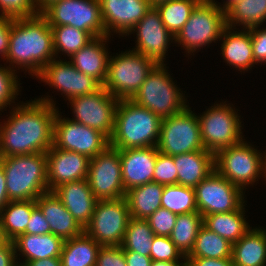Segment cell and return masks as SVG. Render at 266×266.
Returning <instances> with one entry per match:
<instances>
[{
    "instance_id": "6da1fadb",
    "label": "cell",
    "mask_w": 266,
    "mask_h": 266,
    "mask_svg": "<svg viewBox=\"0 0 266 266\" xmlns=\"http://www.w3.org/2000/svg\"><path fill=\"white\" fill-rule=\"evenodd\" d=\"M52 99L39 98L17 105L4 125L0 124L3 157L46 153L53 146L57 109Z\"/></svg>"
},
{
    "instance_id": "7a4b0ae2",
    "label": "cell",
    "mask_w": 266,
    "mask_h": 266,
    "mask_svg": "<svg viewBox=\"0 0 266 266\" xmlns=\"http://www.w3.org/2000/svg\"><path fill=\"white\" fill-rule=\"evenodd\" d=\"M53 56L55 51L52 28L41 14L12 18L9 50L5 58L7 62L27 68L30 74L37 77L54 59Z\"/></svg>"
},
{
    "instance_id": "3957f363",
    "label": "cell",
    "mask_w": 266,
    "mask_h": 266,
    "mask_svg": "<svg viewBox=\"0 0 266 266\" xmlns=\"http://www.w3.org/2000/svg\"><path fill=\"white\" fill-rule=\"evenodd\" d=\"M162 119L131 99L119 100L109 146L115 149L157 146Z\"/></svg>"
},
{
    "instance_id": "277c9868",
    "label": "cell",
    "mask_w": 266,
    "mask_h": 266,
    "mask_svg": "<svg viewBox=\"0 0 266 266\" xmlns=\"http://www.w3.org/2000/svg\"><path fill=\"white\" fill-rule=\"evenodd\" d=\"M1 166L9 201L36 200L49 192L46 153L3 157Z\"/></svg>"
},
{
    "instance_id": "5b68a950",
    "label": "cell",
    "mask_w": 266,
    "mask_h": 266,
    "mask_svg": "<svg viewBox=\"0 0 266 266\" xmlns=\"http://www.w3.org/2000/svg\"><path fill=\"white\" fill-rule=\"evenodd\" d=\"M165 64H156L131 99L161 119L182 111L187 105L184 95L174 84Z\"/></svg>"
},
{
    "instance_id": "8992f818",
    "label": "cell",
    "mask_w": 266,
    "mask_h": 266,
    "mask_svg": "<svg viewBox=\"0 0 266 266\" xmlns=\"http://www.w3.org/2000/svg\"><path fill=\"white\" fill-rule=\"evenodd\" d=\"M156 64L153 59L134 50L113 56L109 58L103 88L118 100L132 99Z\"/></svg>"
},
{
    "instance_id": "52a82bcc",
    "label": "cell",
    "mask_w": 266,
    "mask_h": 266,
    "mask_svg": "<svg viewBox=\"0 0 266 266\" xmlns=\"http://www.w3.org/2000/svg\"><path fill=\"white\" fill-rule=\"evenodd\" d=\"M227 27L225 10L213 0H202L189 16L188 21L175 36L188 53L221 38Z\"/></svg>"
},
{
    "instance_id": "ba28073f",
    "label": "cell",
    "mask_w": 266,
    "mask_h": 266,
    "mask_svg": "<svg viewBox=\"0 0 266 266\" xmlns=\"http://www.w3.org/2000/svg\"><path fill=\"white\" fill-rule=\"evenodd\" d=\"M265 157L247 144L240 143L219 150L214 155L215 170L232 184L244 190L265 173Z\"/></svg>"
},
{
    "instance_id": "9c48e42d",
    "label": "cell",
    "mask_w": 266,
    "mask_h": 266,
    "mask_svg": "<svg viewBox=\"0 0 266 266\" xmlns=\"http://www.w3.org/2000/svg\"><path fill=\"white\" fill-rule=\"evenodd\" d=\"M40 14L50 27L72 26L87 31L93 38L107 35L99 0H57Z\"/></svg>"
},
{
    "instance_id": "30bf717a",
    "label": "cell",
    "mask_w": 266,
    "mask_h": 266,
    "mask_svg": "<svg viewBox=\"0 0 266 266\" xmlns=\"http://www.w3.org/2000/svg\"><path fill=\"white\" fill-rule=\"evenodd\" d=\"M187 105L182 111L162 119L157 149L170 156L205 150L198 116Z\"/></svg>"
},
{
    "instance_id": "8fae6325",
    "label": "cell",
    "mask_w": 266,
    "mask_h": 266,
    "mask_svg": "<svg viewBox=\"0 0 266 266\" xmlns=\"http://www.w3.org/2000/svg\"><path fill=\"white\" fill-rule=\"evenodd\" d=\"M240 116L227 104H216L200 117L201 141L205 150L214 155L221 149L243 141Z\"/></svg>"
},
{
    "instance_id": "7c38bea8",
    "label": "cell",
    "mask_w": 266,
    "mask_h": 266,
    "mask_svg": "<svg viewBox=\"0 0 266 266\" xmlns=\"http://www.w3.org/2000/svg\"><path fill=\"white\" fill-rule=\"evenodd\" d=\"M130 218L125 197L99 200L84 232L101 246H121Z\"/></svg>"
},
{
    "instance_id": "4fadbf2b",
    "label": "cell",
    "mask_w": 266,
    "mask_h": 266,
    "mask_svg": "<svg viewBox=\"0 0 266 266\" xmlns=\"http://www.w3.org/2000/svg\"><path fill=\"white\" fill-rule=\"evenodd\" d=\"M87 180L98 201L125 197L119 150L108 146L91 158Z\"/></svg>"
},
{
    "instance_id": "5bb4252c",
    "label": "cell",
    "mask_w": 266,
    "mask_h": 266,
    "mask_svg": "<svg viewBox=\"0 0 266 266\" xmlns=\"http://www.w3.org/2000/svg\"><path fill=\"white\" fill-rule=\"evenodd\" d=\"M69 101L75 114L73 121L98 130L110 139L119 102L115 96L101 86L93 93L74 97Z\"/></svg>"
},
{
    "instance_id": "9a60e30c",
    "label": "cell",
    "mask_w": 266,
    "mask_h": 266,
    "mask_svg": "<svg viewBox=\"0 0 266 266\" xmlns=\"http://www.w3.org/2000/svg\"><path fill=\"white\" fill-rule=\"evenodd\" d=\"M194 190L197 210L202 216L235 211L244 203L243 190L216 170L203 179Z\"/></svg>"
},
{
    "instance_id": "2e32d148",
    "label": "cell",
    "mask_w": 266,
    "mask_h": 266,
    "mask_svg": "<svg viewBox=\"0 0 266 266\" xmlns=\"http://www.w3.org/2000/svg\"><path fill=\"white\" fill-rule=\"evenodd\" d=\"M58 112L54 120V147L77 152L91 159L109 146V139L103 133L69 118L62 119Z\"/></svg>"
},
{
    "instance_id": "e0dca14e",
    "label": "cell",
    "mask_w": 266,
    "mask_h": 266,
    "mask_svg": "<svg viewBox=\"0 0 266 266\" xmlns=\"http://www.w3.org/2000/svg\"><path fill=\"white\" fill-rule=\"evenodd\" d=\"M55 59H52L36 78L62 91L68 100L93 93L101 87L95 79L76 69L70 61Z\"/></svg>"
},
{
    "instance_id": "ac0fdd59",
    "label": "cell",
    "mask_w": 266,
    "mask_h": 266,
    "mask_svg": "<svg viewBox=\"0 0 266 266\" xmlns=\"http://www.w3.org/2000/svg\"><path fill=\"white\" fill-rule=\"evenodd\" d=\"M132 31L137 32L134 51L153 59L157 64H163L168 43L175 37L164 26L157 9L152 7Z\"/></svg>"
},
{
    "instance_id": "d6986e66",
    "label": "cell",
    "mask_w": 266,
    "mask_h": 266,
    "mask_svg": "<svg viewBox=\"0 0 266 266\" xmlns=\"http://www.w3.org/2000/svg\"><path fill=\"white\" fill-rule=\"evenodd\" d=\"M99 2L107 36L111 35L112 30L122 33L121 35H129L134 26L152 8L149 0H99Z\"/></svg>"
},
{
    "instance_id": "ffe728a7",
    "label": "cell",
    "mask_w": 266,
    "mask_h": 266,
    "mask_svg": "<svg viewBox=\"0 0 266 266\" xmlns=\"http://www.w3.org/2000/svg\"><path fill=\"white\" fill-rule=\"evenodd\" d=\"M46 156L49 191L67 182L87 179L90 160L87 156L54 146L46 152Z\"/></svg>"
},
{
    "instance_id": "44dd1931",
    "label": "cell",
    "mask_w": 266,
    "mask_h": 266,
    "mask_svg": "<svg viewBox=\"0 0 266 266\" xmlns=\"http://www.w3.org/2000/svg\"><path fill=\"white\" fill-rule=\"evenodd\" d=\"M118 150L125 192L153 182L154 167L159 152L156 146Z\"/></svg>"
},
{
    "instance_id": "7402d4cb",
    "label": "cell",
    "mask_w": 266,
    "mask_h": 266,
    "mask_svg": "<svg viewBox=\"0 0 266 266\" xmlns=\"http://www.w3.org/2000/svg\"><path fill=\"white\" fill-rule=\"evenodd\" d=\"M52 192L83 228L90 223L98 200L87 179L61 184Z\"/></svg>"
},
{
    "instance_id": "603a6c76",
    "label": "cell",
    "mask_w": 266,
    "mask_h": 266,
    "mask_svg": "<svg viewBox=\"0 0 266 266\" xmlns=\"http://www.w3.org/2000/svg\"><path fill=\"white\" fill-rule=\"evenodd\" d=\"M35 201L50 225L52 234L65 241L84 233V228L52 191L40 195Z\"/></svg>"
},
{
    "instance_id": "cb8c5ba5",
    "label": "cell",
    "mask_w": 266,
    "mask_h": 266,
    "mask_svg": "<svg viewBox=\"0 0 266 266\" xmlns=\"http://www.w3.org/2000/svg\"><path fill=\"white\" fill-rule=\"evenodd\" d=\"M109 36L94 37L83 48L73 54L70 62L82 73L95 79L101 86L106 81L109 53L105 43Z\"/></svg>"
},
{
    "instance_id": "d4e9b609",
    "label": "cell",
    "mask_w": 266,
    "mask_h": 266,
    "mask_svg": "<svg viewBox=\"0 0 266 266\" xmlns=\"http://www.w3.org/2000/svg\"><path fill=\"white\" fill-rule=\"evenodd\" d=\"M178 176L177 184L195 188L215 170L214 154L198 150L173 156Z\"/></svg>"
},
{
    "instance_id": "484cf974",
    "label": "cell",
    "mask_w": 266,
    "mask_h": 266,
    "mask_svg": "<svg viewBox=\"0 0 266 266\" xmlns=\"http://www.w3.org/2000/svg\"><path fill=\"white\" fill-rule=\"evenodd\" d=\"M15 252L20 251L25 257L24 262L52 257H60L64 240L52 233L43 235L21 234L13 240ZM18 249V250H17Z\"/></svg>"
},
{
    "instance_id": "4316f807",
    "label": "cell",
    "mask_w": 266,
    "mask_h": 266,
    "mask_svg": "<svg viewBox=\"0 0 266 266\" xmlns=\"http://www.w3.org/2000/svg\"><path fill=\"white\" fill-rule=\"evenodd\" d=\"M231 258L234 266H265L266 231L249 229L233 244Z\"/></svg>"
},
{
    "instance_id": "83f0119b",
    "label": "cell",
    "mask_w": 266,
    "mask_h": 266,
    "mask_svg": "<svg viewBox=\"0 0 266 266\" xmlns=\"http://www.w3.org/2000/svg\"><path fill=\"white\" fill-rule=\"evenodd\" d=\"M231 30L233 29L227 26L221 35L224 38L221 47L223 59L227 64L239 68V71L248 70L255 63L250 31L245 29L243 32L233 31L232 33Z\"/></svg>"
},
{
    "instance_id": "f1b7e54d",
    "label": "cell",
    "mask_w": 266,
    "mask_h": 266,
    "mask_svg": "<svg viewBox=\"0 0 266 266\" xmlns=\"http://www.w3.org/2000/svg\"><path fill=\"white\" fill-rule=\"evenodd\" d=\"M36 206L35 200L9 201L0 211L1 239L13 241L24 234Z\"/></svg>"
},
{
    "instance_id": "f546056e",
    "label": "cell",
    "mask_w": 266,
    "mask_h": 266,
    "mask_svg": "<svg viewBox=\"0 0 266 266\" xmlns=\"http://www.w3.org/2000/svg\"><path fill=\"white\" fill-rule=\"evenodd\" d=\"M164 185L157 182H149L134 187L125 193L130 216L140 219H148L161 206V196Z\"/></svg>"
},
{
    "instance_id": "4dcf8cb0",
    "label": "cell",
    "mask_w": 266,
    "mask_h": 266,
    "mask_svg": "<svg viewBox=\"0 0 266 266\" xmlns=\"http://www.w3.org/2000/svg\"><path fill=\"white\" fill-rule=\"evenodd\" d=\"M244 206L227 213L205 215L203 216V226L234 244L250 229V225L243 215L245 214Z\"/></svg>"
},
{
    "instance_id": "1f68e13d",
    "label": "cell",
    "mask_w": 266,
    "mask_h": 266,
    "mask_svg": "<svg viewBox=\"0 0 266 266\" xmlns=\"http://www.w3.org/2000/svg\"><path fill=\"white\" fill-rule=\"evenodd\" d=\"M101 245L85 232L65 240L60 255L62 266H95Z\"/></svg>"
},
{
    "instance_id": "d6a6232c",
    "label": "cell",
    "mask_w": 266,
    "mask_h": 266,
    "mask_svg": "<svg viewBox=\"0 0 266 266\" xmlns=\"http://www.w3.org/2000/svg\"><path fill=\"white\" fill-rule=\"evenodd\" d=\"M226 25H243L245 29L262 25L266 20V0H237L226 10ZM234 23V24H233Z\"/></svg>"
},
{
    "instance_id": "836d02e7",
    "label": "cell",
    "mask_w": 266,
    "mask_h": 266,
    "mask_svg": "<svg viewBox=\"0 0 266 266\" xmlns=\"http://www.w3.org/2000/svg\"><path fill=\"white\" fill-rule=\"evenodd\" d=\"M202 226L203 216L198 211L177 215L175 226L169 237L184 257L192 251Z\"/></svg>"
},
{
    "instance_id": "e575fe53",
    "label": "cell",
    "mask_w": 266,
    "mask_h": 266,
    "mask_svg": "<svg viewBox=\"0 0 266 266\" xmlns=\"http://www.w3.org/2000/svg\"><path fill=\"white\" fill-rule=\"evenodd\" d=\"M232 247L229 241L217 233L202 226L195 239V244L186 258H231Z\"/></svg>"
},
{
    "instance_id": "d590c367",
    "label": "cell",
    "mask_w": 266,
    "mask_h": 266,
    "mask_svg": "<svg viewBox=\"0 0 266 266\" xmlns=\"http://www.w3.org/2000/svg\"><path fill=\"white\" fill-rule=\"evenodd\" d=\"M202 0H168L155 6L167 30L175 37Z\"/></svg>"
},
{
    "instance_id": "8d00e7d4",
    "label": "cell",
    "mask_w": 266,
    "mask_h": 266,
    "mask_svg": "<svg viewBox=\"0 0 266 266\" xmlns=\"http://www.w3.org/2000/svg\"><path fill=\"white\" fill-rule=\"evenodd\" d=\"M154 236V232L147 219L131 217L121 247L124 251H134L143 256L150 257V249Z\"/></svg>"
},
{
    "instance_id": "74e56055",
    "label": "cell",
    "mask_w": 266,
    "mask_h": 266,
    "mask_svg": "<svg viewBox=\"0 0 266 266\" xmlns=\"http://www.w3.org/2000/svg\"><path fill=\"white\" fill-rule=\"evenodd\" d=\"M161 206L177 215L197 212L194 188L179 184L164 185Z\"/></svg>"
},
{
    "instance_id": "f35d334b",
    "label": "cell",
    "mask_w": 266,
    "mask_h": 266,
    "mask_svg": "<svg viewBox=\"0 0 266 266\" xmlns=\"http://www.w3.org/2000/svg\"><path fill=\"white\" fill-rule=\"evenodd\" d=\"M51 28L55 55L62 51L71 57L93 39L87 31L72 26L62 25Z\"/></svg>"
},
{
    "instance_id": "ab89813d",
    "label": "cell",
    "mask_w": 266,
    "mask_h": 266,
    "mask_svg": "<svg viewBox=\"0 0 266 266\" xmlns=\"http://www.w3.org/2000/svg\"><path fill=\"white\" fill-rule=\"evenodd\" d=\"M186 260V257L177 249L175 244L168 236H154L152 241V247L150 249V258L152 261H170L180 262L178 259L182 258Z\"/></svg>"
},
{
    "instance_id": "60d3db41",
    "label": "cell",
    "mask_w": 266,
    "mask_h": 266,
    "mask_svg": "<svg viewBox=\"0 0 266 266\" xmlns=\"http://www.w3.org/2000/svg\"><path fill=\"white\" fill-rule=\"evenodd\" d=\"M178 172L174 164L173 156L157 153L154 167L153 182L162 185L177 184Z\"/></svg>"
},
{
    "instance_id": "b9f144b4",
    "label": "cell",
    "mask_w": 266,
    "mask_h": 266,
    "mask_svg": "<svg viewBox=\"0 0 266 266\" xmlns=\"http://www.w3.org/2000/svg\"><path fill=\"white\" fill-rule=\"evenodd\" d=\"M1 15L12 18L33 17L40 14L35 0H0Z\"/></svg>"
},
{
    "instance_id": "7bdbcfd3",
    "label": "cell",
    "mask_w": 266,
    "mask_h": 266,
    "mask_svg": "<svg viewBox=\"0 0 266 266\" xmlns=\"http://www.w3.org/2000/svg\"><path fill=\"white\" fill-rule=\"evenodd\" d=\"M15 71L10 67H0V111L10 105V102L18 95V80Z\"/></svg>"
},
{
    "instance_id": "ee69618b",
    "label": "cell",
    "mask_w": 266,
    "mask_h": 266,
    "mask_svg": "<svg viewBox=\"0 0 266 266\" xmlns=\"http://www.w3.org/2000/svg\"><path fill=\"white\" fill-rule=\"evenodd\" d=\"M177 214L160 207L148 219L155 236H170L175 226Z\"/></svg>"
},
{
    "instance_id": "f6af8a7d",
    "label": "cell",
    "mask_w": 266,
    "mask_h": 266,
    "mask_svg": "<svg viewBox=\"0 0 266 266\" xmlns=\"http://www.w3.org/2000/svg\"><path fill=\"white\" fill-rule=\"evenodd\" d=\"M95 266H127L121 246H101Z\"/></svg>"
},
{
    "instance_id": "bcb514c9",
    "label": "cell",
    "mask_w": 266,
    "mask_h": 266,
    "mask_svg": "<svg viewBox=\"0 0 266 266\" xmlns=\"http://www.w3.org/2000/svg\"><path fill=\"white\" fill-rule=\"evenodd\" d=\"M250 31L253 57L256 63H266V29H259L258 26L248 29Z\"/></svg>"
},
{
    "instance_id": "7dc6e473",
    "label": "cell",
    "mask_w": 266,
    "mask_h": 266,
    "mask_svg": "<svg viewBox=\"0 0 266 266\" xmlns=\"http://www.w3.org/2000/svg\"><path fill=\"white\" fill-rule=\"evenodd\" d=\"M47 233H51L50 225L45 219L40 208L36 206L32 210V214L24 234L43 235Z\"/></svg>"
},
{
    "instance_id": "c3c4849f",
    "label": "cell",
    "mask_w": 266,
    "mask_h": 266,
    "mask_svg": "<svg viewBox=\"0 0 266 266\" xmlns=\"http://www.w3.org/2000/svg\"><path fill=\"white\" fill-rule=\"evenodd\" d=\"M16 259L13 241L2 239L0 241V266H18Z\"/></svg>"
},
{
    "instance_id": "681fc988",
    "label": "cell",
    "mask_w": 266,
    "mask_h": 266,
    "mask_svg": "<svg viewBox=\"0 0 266 266\" xmlns=\"http://www.w3.org/2000/svg\"><path fill=\"white\" fill-rule=\"evenodd\" d=\"M12 17L0 15V54L3 59L9 50V37L11 31Z\"/></svg>"
},
{
    "instance_id": "f907efd6",
    "label": "cell",
    "mask_w": 266,
    "mask_h": 266,
    "mask_svg": "<svg viewBox=\"0 0 266 266\" xmlns=\"http://www.w3.org/2000/svg\"><path fill=\"white\" fill-rule=\"evenodd\" d=\"M189 266H234L232 258H186Z\"/></svg>"
},
{
    "instance_id": "816d5d0a",
    "label": "cell",
    "mask_w": 266,
    "mask_h": 266,
    "mask_svg": "<svg viewBox=\"0 0 266 266\" xmlns=\"http://www.w3.org/2000/svg\"><path fill=\"white\" fill-rule=\"evenodd\" d=\"M127 266H151L152 259L134 251H124Z\"/></svg>"
},
{
    "instance_id": "f5cc1de1",
    "label": "cell",
    "mask_w": 266,
    "mask_h": 266,
    "mask_svg": "<svg viewBox=\"0 0 266 266\" xmlns=\"http://www.w3.org/2000/svg\"><path fill=\"white\" fill-rule=\"evenodd\" d=\"M9 202L8 194L6 191V179L3 167L0 166V211Z\"/></svg>"
},
{
    "instance_id": "db71d44e",
    "label": "cell",
    "mask_w": 266,
    "mask_h": 266,
    "mask_svg": "<svg viewBox=\"0 0 266 266\" xmlns=\"http://www.w3.org/2000/svg\"><path fill=\"white\" fill-rule=\"evenodd\" d=\"M22 266H62L60 257H52L25 262Z\"/></svg>"
},
{
    "instance_id": "11a10c76",
    "label": "cell",
    "mask_w": 266,
    "mask_h": 266,
    "mask_svg": "<svg viewBox=\"0 0 266 266\" xmlns=\"http://www.w3.org/2000/svg\"><path fill=\"white\" fill-rule=\"evenodd\" d=\"M185 264L186 261H184V263L170 262V261H152L151 266H184Z\"/></svg>"
},
{
    "instance_id": "9f6ffc18",
    "label": "cell",
    "mask_w": 266,
    "mask_h": 266,
    "mask_svg": "<svg viewBox=\"0 0 266 266\" xmlns=\"http://www.w3.org/2000/svg\"><path fill=\"white\" fill-rule=\"evenodd\" d=\"M57 0H35L36 6L41 13L49 4Z\"/></svg>"
},
{
    "instance_id": "6f0895ef",
    "label": "cell",
    "mask_w": 266,
    "mask_h": 266,
    "mask_svg": "<svg viewBox=\"0 0 266 266\" xmlns=\"http://www.w3.org/2000/svg\"><path fill=\"white\" fill-rule=\"evenodd\" d=\"M165 1H168V0H149L150 5H151L152 7H155L156 5H158V4H160V3H163V2H165Z\"/></svg>"
},
{
    "instance_id": "680465c9",
    "label": "cell",
    "mask_w": 266,
    "mask_h": 266,
    "mask_svg": "<svg viewBox=\"0 0 266 266\" xmlns=\"http://www.w3.org/2000/svg\"><path fill=\"white\" fill-rule=\"evenodd\" d=\"M237 0H226V3L223 5L222 9L226 10L231 4H233Z\"/></svg>"
},
{
    "instance_id": "91938a15",
    "label": "cell",
    "mask_w": 266,
    "mask_h": 266,
    "mask_svg": "<svg viewBox=\"0 0 266 266\" xmlns=\"http://www.w3.org/2000/svg\"><path fill=\"white\" fill-rule=\"evenodd\" d=\"M265 154H266V153H265ZM264 157H265V159H264V160H265V173H264L265 175H264V176H265V178H266V155H265Z\"/></svg>"
},
{
    "instance_id": "94428289",
    "label": "cell",
    "mask_w": 266,
    "mask_h": 266,
    "mask_svg": "<svg viewBox=\"0 0 266 266\" xmlns=\"http://www.w3.org/2000/svg\"><path fill=\"white\" fill-rule=\"evenodd\" d=\"M2 158H3V156L0 153V166H1Z\"/></svg>"
}]
</instances>
